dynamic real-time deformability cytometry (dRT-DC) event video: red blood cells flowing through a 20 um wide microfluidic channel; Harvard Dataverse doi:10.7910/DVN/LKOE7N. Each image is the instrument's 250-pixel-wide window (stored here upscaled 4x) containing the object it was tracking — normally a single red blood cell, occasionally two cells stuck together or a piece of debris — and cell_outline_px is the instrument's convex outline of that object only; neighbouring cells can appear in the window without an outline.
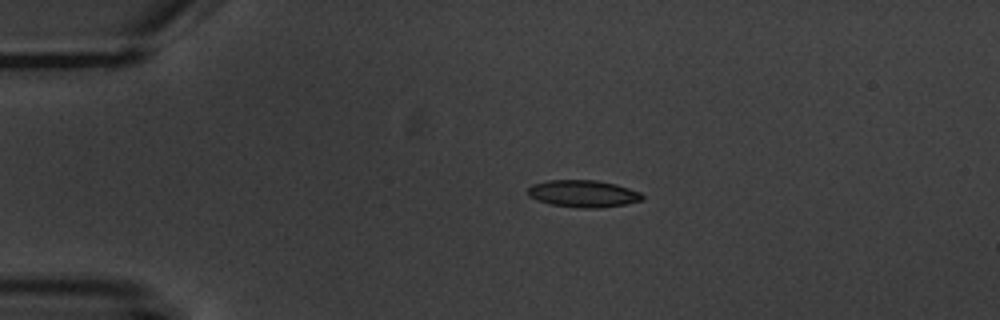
{"species": "common noctule bat (a hibernating species)", "species_latin": "Nyctalus noctula", "temperature_condition": "warm", "stored_images_in_passage": 8, "camera_frame_rate_fps": 3000, "um_per_image_px": 0.085, "animal": {"sex": "male", "body_mass_g": 20.1, "forearm_length_mm": 53.5}, "frame": {"image": 1, "passage_image": 2, "time_ms": 2.0, "image_size_px": [1000, 320], "cell_outline_px": [[644, 200], [624, 204], [600, 208], [580, 208], [552, 204], [536, 200], [528, 196], [528, 188], [532, 184], [548, 180], [596, 180], [616, 184], [640, 192], [644, 196]], "centroid_in_image_um": [49.57, 16.46], "position_along_channel_um": 35.4, "area_um2": 18.09}}
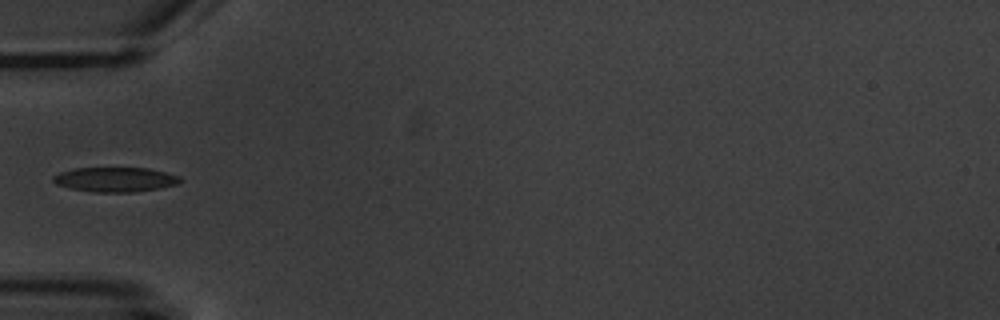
{"frame": {"image": 2, "passage_image": 4, "time_ms": 4.333, "image_size_px": [1000, 320], "cell_outline_px": [[184, 180], [176, 184], [136, 192], [92, 192], [72, 188], [56, 184], [52, 180], [52, 176], [60, 172], [76, 168], [148, 168], [180, 176]], "centroid_in_image_um": [9.79, 15.25], "position_along_channel_um": 75.2, "area_um2": 18.09}}
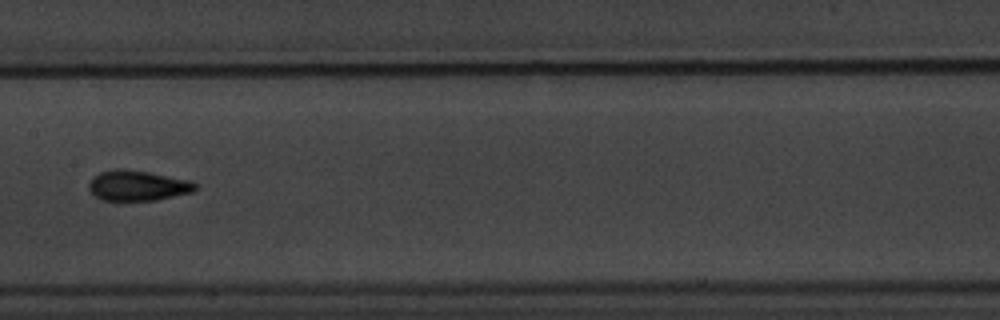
{"frame": {"image": 3, "passage_image": 7, "time_ms": 7.667, "image_size_px": [1000, 320], "cell_outline_px": [[196, 188], [192, 192], [156, 200], [100, 200], [88, 188], [88, 184], [92, 176], [100, 172], [116, 168], [124, 168], [148, 172], [188, 180], [196, 184]], "centroid_in_image_um": [11.65, 15.76], "position_along_channel_um": 195.8, "area_um2": 18.73}}